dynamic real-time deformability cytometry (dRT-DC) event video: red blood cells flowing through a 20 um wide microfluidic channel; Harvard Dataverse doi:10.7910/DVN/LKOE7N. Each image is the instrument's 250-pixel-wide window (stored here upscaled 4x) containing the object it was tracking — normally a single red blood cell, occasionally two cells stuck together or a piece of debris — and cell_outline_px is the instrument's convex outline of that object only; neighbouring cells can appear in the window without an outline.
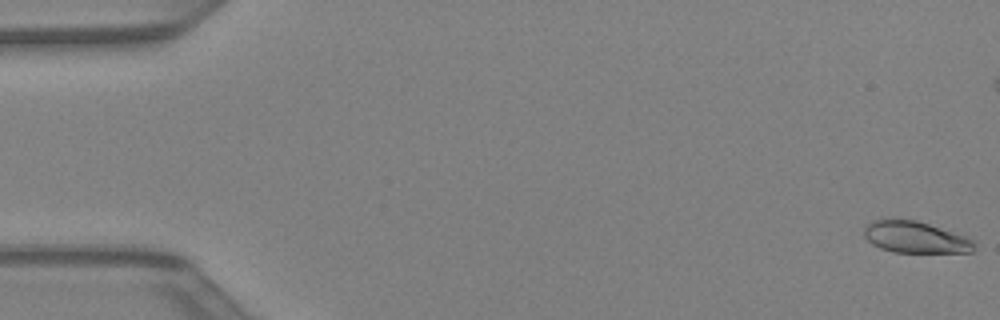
{"species": "Egyptian fruit bat (a non-hibernating species)", "species_latin": "Rousettus aegyptiacus", "temperature_condition": "warm", "stored_images_in_passage": 44, "camera_frame_rate_fps": 3000, "um_per_image_px": 0.085, "animal": {"sex": "female"}, "frame": {"image": 1, "passage_image": 1, "time_ms": 0.0, "image_size_px": [1000, 320], "cell_outline_px": [[976, 244], [972, 252], [892, 252], [880, 248], [872, 244], [864, 236], [864, 228], [872, 220], [916, 220], [976, 240]], "centroid_in_image_um": [77.81, 20.18], "position_along_channel_um": 7.2, "area_um2": 20.0}}
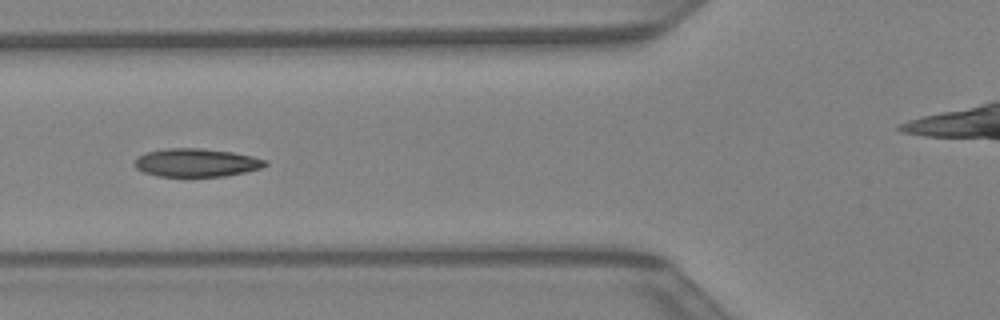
{"frame": {"image": 2, "passage_image": 17, "time_ms": 5.333, "image_size_px": [1000, 320], "cell_outline_px": [[268, 164], [260, 168], [244, 172], [224, 176], [156, 176], [144, 172], [136, 168], [132, 164], [136, 156], [144, 152], [164, 148], [200, 148], [232, 152], [252, 156], [268, 160]], "centroid_in_image_um": [16.63, 13.81], "position_along_channel_um": 109.2, "area_um2": 21.68}}
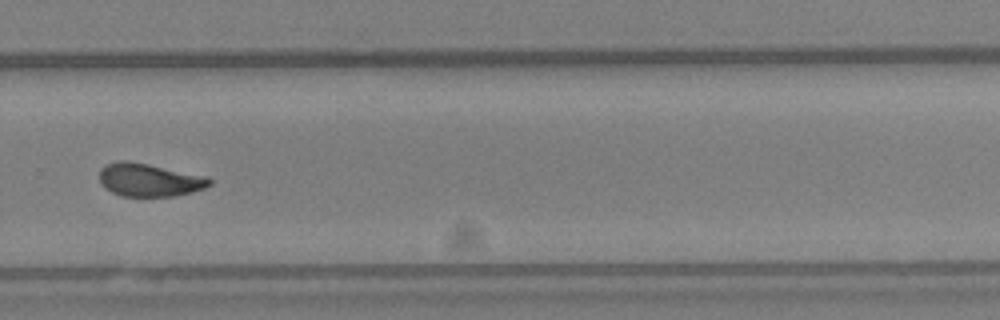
{"frame": {"image": 3, "passage_image": 30, "time_ms": 9.667, "image_size_px": [1000, 320], "cell_outline_px": [[212, 184], [204, 188], [192, 192], [172, 196], [120, 196], [112, 192], [100, 180], [100, 168], [116, 160], [128, 160], [208, 176], [212, 180]], "centroid_in_image_um": [12.72, 15.28], "position_along_channel_um": 317.1, "area_um2": 21.15}}